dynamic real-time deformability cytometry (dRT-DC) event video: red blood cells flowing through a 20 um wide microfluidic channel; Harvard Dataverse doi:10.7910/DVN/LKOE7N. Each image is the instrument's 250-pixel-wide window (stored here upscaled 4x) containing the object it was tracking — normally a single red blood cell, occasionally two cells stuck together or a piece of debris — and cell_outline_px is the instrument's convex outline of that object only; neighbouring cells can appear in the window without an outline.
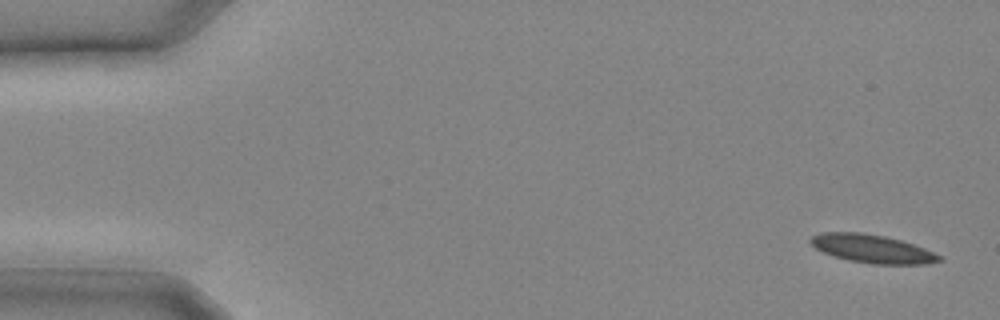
{"species": "common noctule bat (a hibernating species)", "species_latin": "Nyctalus noctula", "temperature_condition": "cold", "stored_images_in_passage": 26, "camera_frame_rate_fps": 3000, "um_per_image_px": 0.085, "animal": {"sex": "male", "body_mass_g": 20.4}, "frame": {"image": 1, "passage_image": 1, "time_ms": 0.0, "image_size_px": [1000, 320], "cell_outline_px": [[944, 260], [924, 264], [872, 264], [848, 260], [824, 252], [816, 248], [808, 240], [812, 236], [820, 232], [860, 232], [884, 236], [900, 240], [924, 248], [944, 256]], "centroid_in_image_um": [74.17, 21.14], "position_along_channel_um": 10.8, "area_um2": 21.15}}
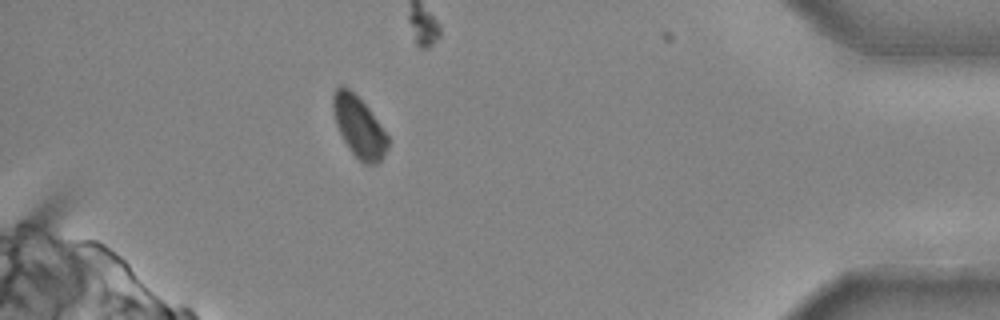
{"frame": {"image": 2, "passage_image": 24, "time_ms": 7.667, "image_size_px": [1000, 320], "cell_outline_px": [[388, 148], [380, 160], [376, 164], [364, 164], [352, 152], [344, 140], [336, 124], [332, 108], [332, 92], [340, 84], [348, 88], [368, 108], [388, 136]], "centroid_in_image_um": [30.49, 10.76], "position_along_channel_um": 404.7, "area_um2": 19.07}}